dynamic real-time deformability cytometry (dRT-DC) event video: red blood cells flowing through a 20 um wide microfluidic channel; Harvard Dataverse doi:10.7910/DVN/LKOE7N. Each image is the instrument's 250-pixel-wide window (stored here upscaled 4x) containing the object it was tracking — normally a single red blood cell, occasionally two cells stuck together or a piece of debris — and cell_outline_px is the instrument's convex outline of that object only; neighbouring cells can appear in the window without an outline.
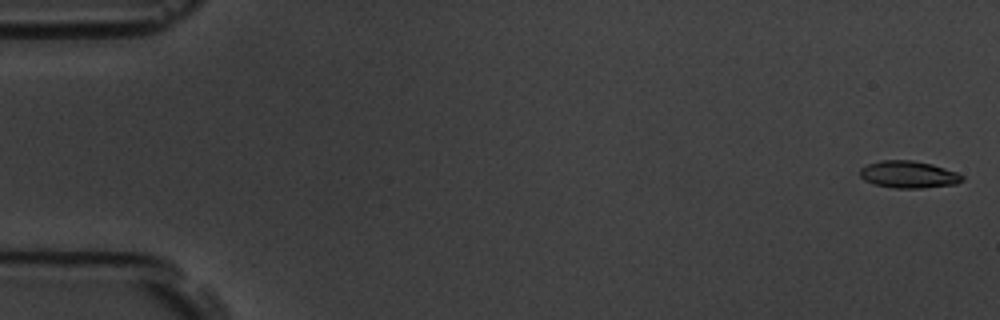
{"species": "common noctule bat (a hibernating species)", "species_latin": "Nyctalus noctula", "temperature_condition": "room temperature", "stored_images_in_passage": 55, "camera_frame_rate_fps": 3000, "um_per_image_px": 0.085, "animal": {"sex": "male", "body_mass_g": 19.5, "forearm_length_mm": 54.6}, "frame": {"image": 1, "passage_image": 1, "time_ms": 0.0, "image_size_px": [1000, 320], "cell_outline_px": [[964, 180], [956, 184], [924, 188], [892, 188], [876, 184], [864, 180], [860, 176], [860, 168], [868, 164], [880, 160], [912, 160], [932, 164], [956, 172], [964, 176]], "centroid_in_image_um": [77.23, 14.83], "position_along_channel_um": 7.8, "area_um2": 16.18}}
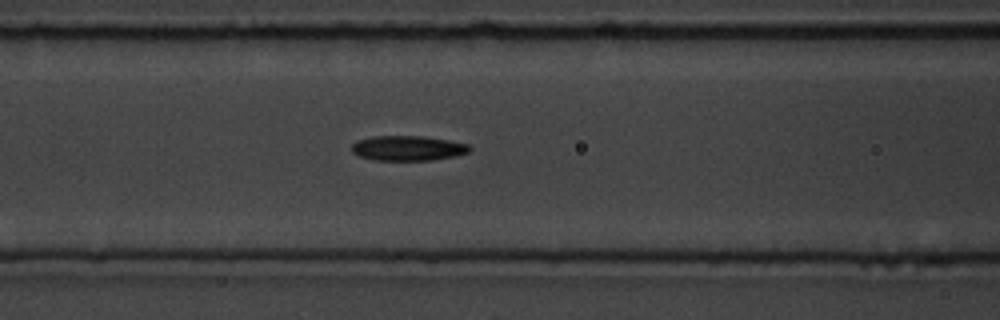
{"frame": {"image": 2, "passage_image": 24, "time_ms": 7.667, "image_size_px": [1000, 320], "cell_outline_px": [[472, 148], [468, 152], [456, 156], [432, 160], [372, 160], [360, 156], [352, 152], [352, 144], [356, 140], [372, 136], [424, 136], [448, 140], [468, 144]], "centroid_in_image_um": [34.66, 12.59], "position_along_channel_um": 131.9, "area_um2": 17.22}}
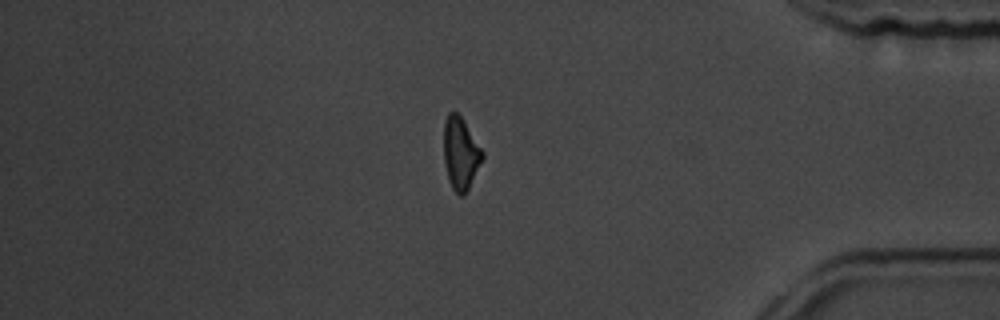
{"frame": {"image": 3, "passage_image": 49, "time_ms": 16.0, "image_size_px": [1000, 320], "cell_outline_px": [[484, 156], [464, 196], [460, 196], [452, 188], [448, 180], [444, 164], [444, 124], [448, 112], [456, 112], [464, 120], [484, 152]], "centroid_in_image_um": [39.14, 13.03], "position_along_channel_um": 396.1, "area_um2": 16.24}, "authors_computed_cell_mechanics": {"area_um2": 16.8198, "velocity_mm_per_s": 3.5438, "shape_relaxation_time_tau1_ms": 4.0319, "shape_relaxation_time_tau2_ms": null, "deformation_change_tau1": 0.1209, "deformation_change_tau2": null}}